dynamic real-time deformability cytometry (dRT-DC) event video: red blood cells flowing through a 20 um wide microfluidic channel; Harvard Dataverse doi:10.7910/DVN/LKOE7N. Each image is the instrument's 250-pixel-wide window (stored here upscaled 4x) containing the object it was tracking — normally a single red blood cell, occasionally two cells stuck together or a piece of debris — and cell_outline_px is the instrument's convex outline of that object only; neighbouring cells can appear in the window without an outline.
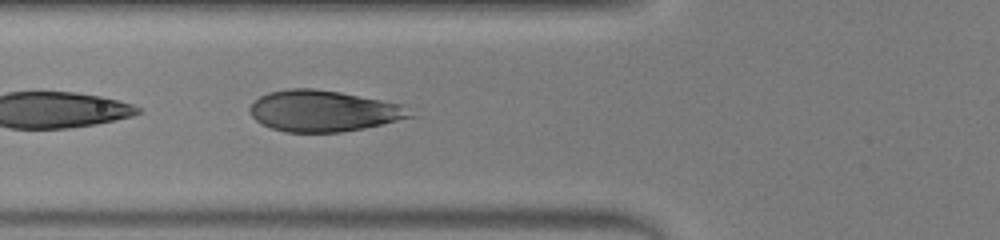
{"species": "human", "species_latin": "Homo sapiens", "temperature_condition": "warm", "stored_images_in_passage": 37, "camera_frame_rate_fps": 3000, "um_per_image_px": 0.085, "donor": {"sex": "male"}, "frame": {"image": 1, "passage_image": 17, "time_ms": 5.333, "image_size_px": [1000, 240], "cell_outline_px": [[416, 116], [364, 128], [340, 132], [284, 132], [272, 128], [256, 120], [252, 116], [248, 108], [260, 96], [268, 92], [288, 88], [312, 88], [340, 92], [404, 104]], "centroid_in_image_um": [27.51, 9.42], "position_along_channel_um": 98.3, "area_um2": 38.44}}
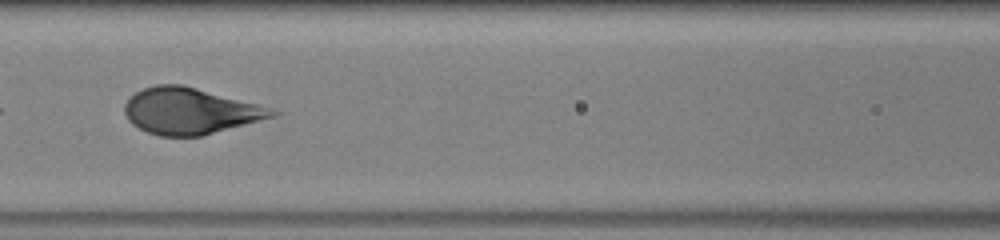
{"frame": {"image": 2, "passage_image": 21, "time_ms": 6.667, "image_size_px": [1000, 240], "cell_outline_px": [[280, 112], [276, 116], [200, 136], [160, 136], [148, 132], [132, 124], [128, 120], [124, 112], [124, 104], [128, 96], [144, 88], [156, 84], [180, 84], [196, 88], [272, 108]], "centroid_in_image_um": [16.11, 9.43], "position_along_channel_um": 150.5, "area_um2": 39.42}}